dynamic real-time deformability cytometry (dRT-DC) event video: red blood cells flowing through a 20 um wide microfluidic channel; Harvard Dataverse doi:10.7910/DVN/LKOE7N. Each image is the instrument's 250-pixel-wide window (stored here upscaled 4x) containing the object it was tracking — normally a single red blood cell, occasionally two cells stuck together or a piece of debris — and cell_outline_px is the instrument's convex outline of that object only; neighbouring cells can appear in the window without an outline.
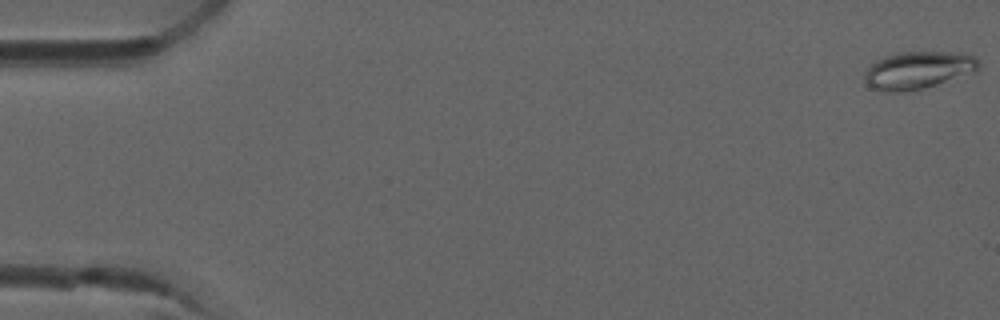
{"species": "common noctule bat (a hibernating species)", "species_latin": "Nyctalus noctula", "temperature_condition": "room temperature", "stored_images_in_passage": 4, "camera_frame_rate_fps": 3000, "um_per_image_px": 0.085, "animal": {"sex": "male", "forearm_length_mm": 52.5}, "frame": {"image": 1, "passage_image": 1, "time_ms": 0.0, "image_size_px": [1000, 320], "cell_outline_px": [[980, 64], [976, 72], [924, 88], [904, 92], [884, 92], [872, 88], [864, 80], [864, 72], [876, 60], [884, 56], [900, 52], [948, 52], [976, 56]], "centroid_in_image_um": [78.03, 5.97], "position_along_channel_um": 7.0, "area_um2": 24.97}}